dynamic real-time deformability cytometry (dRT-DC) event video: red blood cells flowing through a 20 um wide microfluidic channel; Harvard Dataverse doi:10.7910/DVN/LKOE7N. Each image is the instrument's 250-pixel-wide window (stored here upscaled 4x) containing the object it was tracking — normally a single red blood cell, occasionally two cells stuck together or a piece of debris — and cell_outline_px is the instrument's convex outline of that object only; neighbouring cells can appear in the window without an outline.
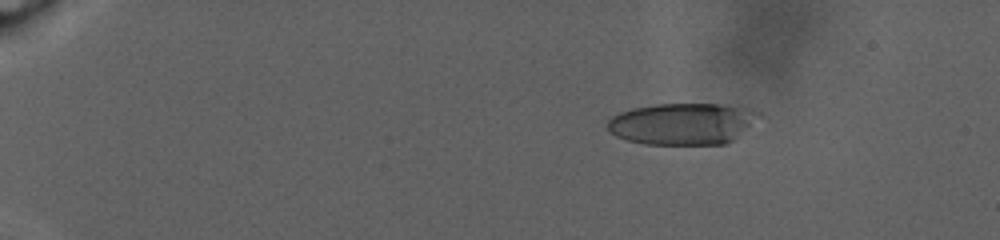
{"species": "human", "species_latin": "Homo sapiens", "temperature_condition": "warm", "stored_images_in_passage": 56, "camera_frame_rate_fps": 3000, "um_per_image_px": 0.085, "donor": {"sex": "male"}, "frame": {"image": 1, "passage_image": 1, "time_ms": 0.0, "image_size_px": [1000, 240], "cell_outline_px": [[764, 116], [732, 140], [724, 144], [644, 144], [628, 140], [616, 136], [608, 132], [608, 120], [612, 116], [620, 112], [632, 108], [656, 104], [720, 104], [760, 112]], "centroid_in_image_um": [58.0, 10.52], "position_along_channel_um": 27.0, "area_um2": 36.65}}
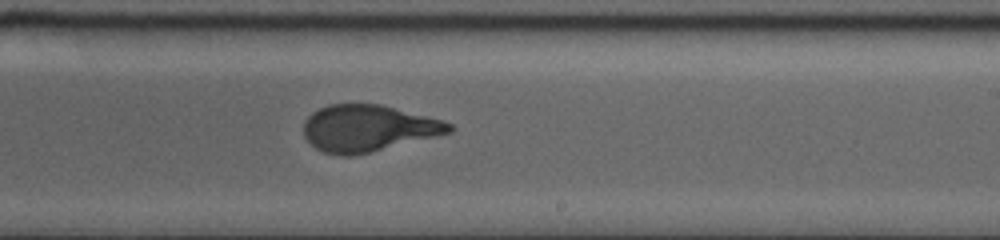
{"frame": {"image": 2, "passage_image": 30, "time_ms": 15.667, "image_size_px": [1000, 240], "cell_outline_px": [[456, 128], [452, 132], [352, 156], [340, 156], [324, 152], [316, 148], [304, 136], [304, 120], [312, 112], [328, 104], [380, 104], [444, 120], [452, 124]], "centroid_in_image_um": [31.29, 10.89], "position_along_channel_um": 257.7, "area_um2": 39.36}}
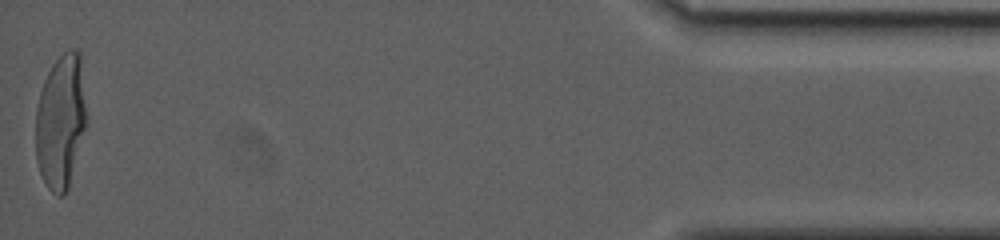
{"frame": {"image": 3, "passage_image": 56, "time_ms": 26.333, "image_size_px": [1000, 240], "cell_outline_px": [[88, 124], [68, 188], [60, 196], [56, 196], [48, 188], [40, 172], [36, 160], [36, 112], [40, 92], [44, 80], [52, 64], [68, 48], [72, 48], [80, 52], [88, 116]], "centroid_in_image_um": [5.2, 10.3], "position_along_channel_um": 430.0, "area_um2": 40.4}, "authors_computed_cell_mechanics": {"area_um2": 39.6797, "velocity_mm_per_s": 2.2907, "shape_relaxation_time_tau1_ms": 10.2738, "shape_relaxation_time_tau2_ms": null, "deformation_change_tau1": 0.3025, "deformation_change_tau2": null}}